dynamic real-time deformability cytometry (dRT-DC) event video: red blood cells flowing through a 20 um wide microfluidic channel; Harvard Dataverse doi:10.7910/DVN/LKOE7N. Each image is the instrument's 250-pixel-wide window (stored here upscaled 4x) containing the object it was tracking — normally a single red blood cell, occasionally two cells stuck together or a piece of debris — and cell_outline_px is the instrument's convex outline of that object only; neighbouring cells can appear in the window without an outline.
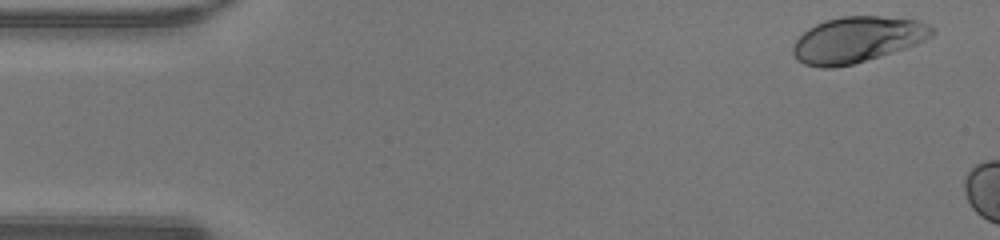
{"species": "human", "species_latin": "Homo sapiens", "temperature_condition": "warm", "stored_images_in_passage": 7, "camera_frame_rate_fps": 3000, "um_per_image_px": 0.085, "donor": {"sex": "male"}, "frame": {"image": 1, "passage_image": 2, "time_ms": 0.333, "image_size_px": [1000, 240], "cell_outline_px": [[936, 32], [932, 36], [916, 44], [892, 52], [852, 64], [832, 68], [824, 68], [804, 64], [796, 60], [792, 52], [792, 48], [796, 40], [808, 28], [824, 20], [840, 16], [880, 16], [920, 20], [928, 24]], "centroid_in_image_um": [72.85, 3.36], "position_along_channel_um": 12.2, "area_um2": 37.11}}